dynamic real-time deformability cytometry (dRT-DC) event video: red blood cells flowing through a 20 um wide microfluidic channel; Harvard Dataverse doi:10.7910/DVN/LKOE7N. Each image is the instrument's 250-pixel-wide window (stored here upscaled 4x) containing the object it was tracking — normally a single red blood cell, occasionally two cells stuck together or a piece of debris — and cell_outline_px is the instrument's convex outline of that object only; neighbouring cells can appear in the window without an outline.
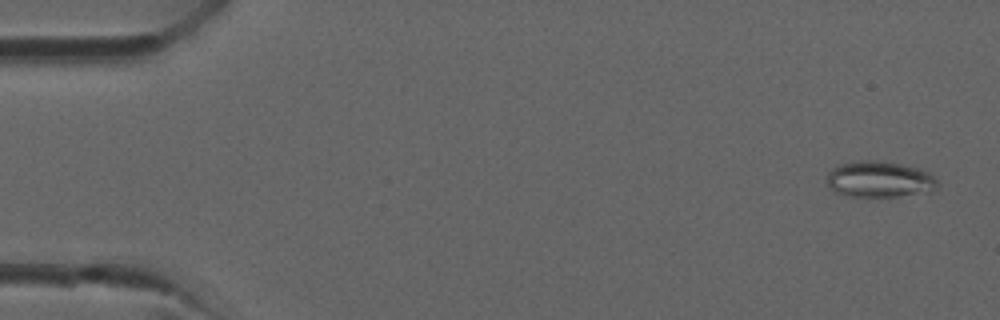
{"species": "common noctule bat (a hibernating species)", "species_latin": "Nyctalus noctula", "temperature_condition": "room temperature", "stored_images_in_passage": 38, "camera_frame_rate_fps": 3000, "um_per_image_px": 0.085, "animal": {"sex": "male", "forearm_length_mm": 52.5}, "frame": {"image": 1, "passage_image": 2, "time_ms": 0.333, "image_size_px": [1000, 320], "cell_outline_px": [[940, 184], [932, 192], [896, 196], [852, 196], [836, 192], [828, 188], [828, 172], [832, 168], [840, 164], [852, 160], [884, 160], [932, 172], [940, 180]], "centroid_in_image_um": [74.82, 15.22], "position_along_channel_um": 10.2, "area_um2": 23.76}}
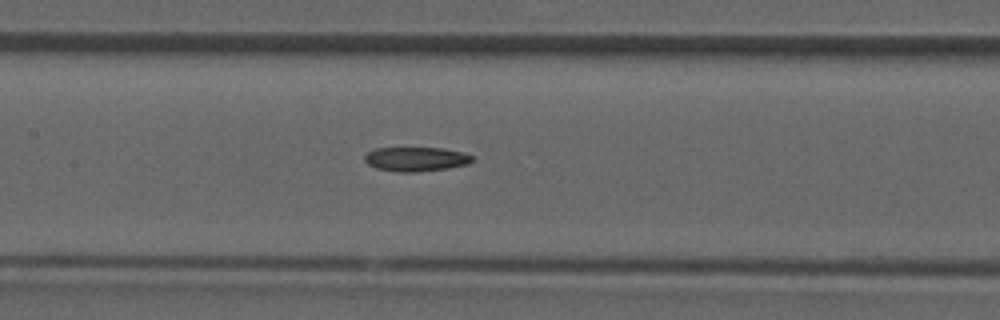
{"frame": {"image": 2, "passage_image": 18, "time_ms": 5.667, "image_size_px": [1000, 320], "cell_outline_px": [[476, 156], [468, 164], [448, 168], [416, 172], [396, 172], [376, 168], [368, 164], [364, 160], [364, 156], [372, 148], [444, 148], [464, 152]], "centroid_in_image_um": [35.37, 13.52], "position_along_channel_um": 172.0, "area_um2": 15.43}}
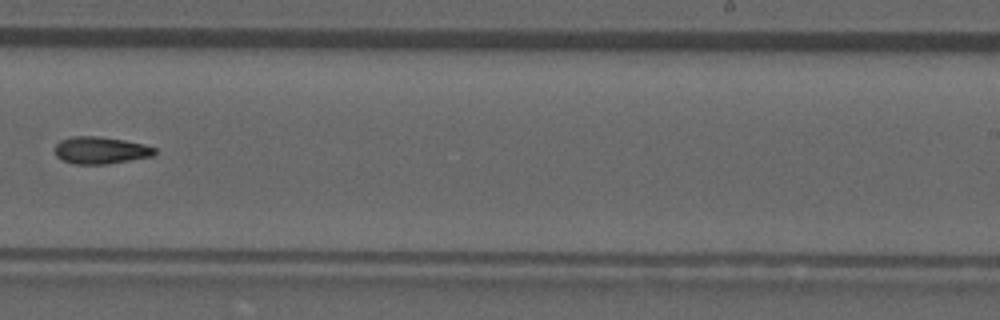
{"frame": {"image": 3, "passage_image": 24, "time_ms": 7.667, "image_size_px": [1000, 320], "cell_outline_px": [[156, 152], [152, 156], [104, 164], [72, 164], [56, 156], [56, 144], [60, 140], [72, 136], [100, 136], [124, 140], [144, 144], [156, 148]], "centroid_in_image_um": [8.54, 12.76], "position_along_channel_um": 280.5, "area_um2": 15.66}}